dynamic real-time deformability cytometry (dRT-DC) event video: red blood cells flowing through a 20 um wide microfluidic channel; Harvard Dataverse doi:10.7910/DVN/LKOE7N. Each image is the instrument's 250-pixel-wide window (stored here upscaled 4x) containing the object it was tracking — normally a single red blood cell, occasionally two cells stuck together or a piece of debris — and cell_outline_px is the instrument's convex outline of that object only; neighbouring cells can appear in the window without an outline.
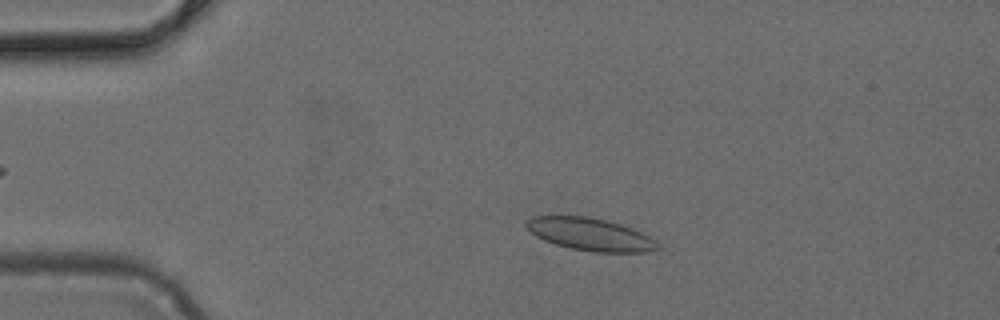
{"species": "common noctule bat (a hibernating species)", "species_latin": "Nyctalus noctula", "temperature_condition": "cold", "stored_images_in_passage": 3, "camera_frame_rate_fps": 3000, "um_per_image_px": 0.085, "animal": {"sex": "female", "body_mass_g": 24.6, "forearm_length_mm": 56.2}, "frame": {"image": 1, "passage_image": 2, "time_ms": 0.333, "image_size_px": [1000, 320], "cell_outline_px": [[660, 248], [644, 252], [592, 252], [572, 248], [556, 244], [544, 240], [536, 236], [524, 224], [524, 220], [536, 216], [588, 216], [620, 224], [632, 228], [656, 240], [660, 244]], "centroid_in_image_um": [50.17, 19.91], "position_along_channel_um": 34.8, "area_um2": 24.74}}